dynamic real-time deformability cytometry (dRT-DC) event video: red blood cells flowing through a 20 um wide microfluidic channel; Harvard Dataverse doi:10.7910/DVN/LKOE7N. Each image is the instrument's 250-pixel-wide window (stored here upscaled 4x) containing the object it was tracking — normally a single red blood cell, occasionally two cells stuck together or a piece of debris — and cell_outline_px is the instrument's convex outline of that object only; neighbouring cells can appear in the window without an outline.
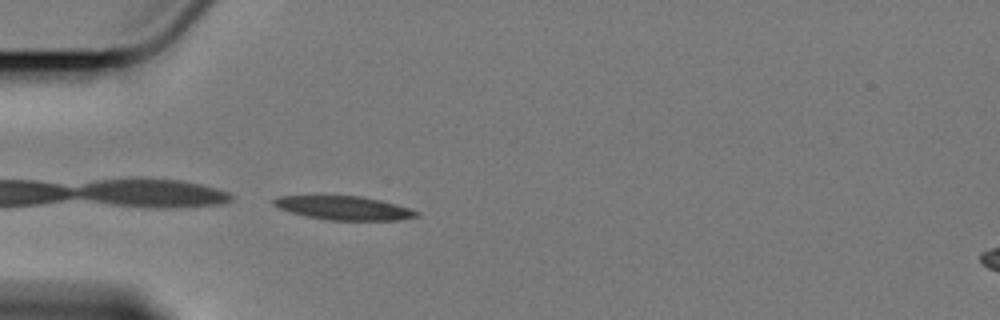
{"species": "Egyptian fruit bat (a non-hibernating species)", "species_latin": "Rousettus aegyptiacus", "temperature_condition": "cold", "stored_images_in_passage": 4, "camera_frame_rate_fps": 3000, "um_per_image_px": 0.085, "animal": {"sex": "female"}, "frame": {"image": 1, "passage_image": 4, "time_ms": 3.333, "image_size_px": [1000, 320], "cell_outline_px": [[420, 216], [400, 220], [328, 220], [288, 212], [276, 208], [272, 204], [272, 200], [276, 196], [360, 196], [380, 200], [396, 204], [420, 212]], "centroid_in_image_um": [29.2, 17.68], "position_along_channel_um": 55.8, "area_um2": 19.83}}